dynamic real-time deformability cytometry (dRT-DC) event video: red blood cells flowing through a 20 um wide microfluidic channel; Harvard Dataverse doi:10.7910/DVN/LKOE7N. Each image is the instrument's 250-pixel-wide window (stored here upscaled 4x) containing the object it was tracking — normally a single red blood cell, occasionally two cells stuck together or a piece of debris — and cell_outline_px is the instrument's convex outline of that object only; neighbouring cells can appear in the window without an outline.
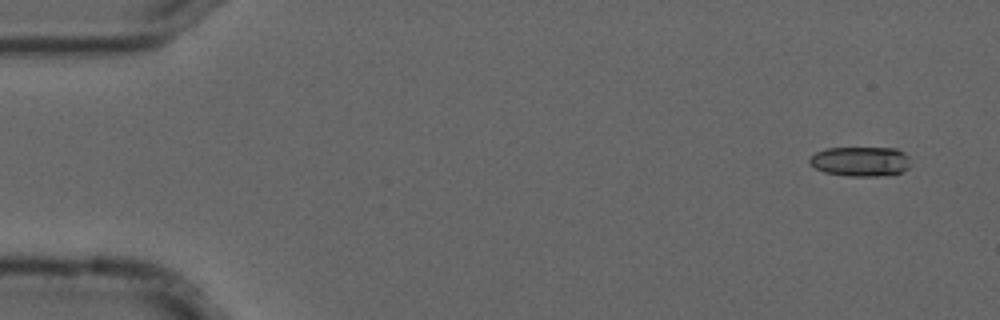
{"species": "common noctule bat (a hibernating species)", "species_latin": "Nyctalus noctula", "temperature_condition": "cold", "stored_images_in_passage": 4, "camera_frame_rate_fps": 3000, "um_per_image_px": 0.085, "animal": {"sex": "male", "forearm_length_mm": 52.5}, "frame": {"image": 1, "passage_image": 2, "time_ms": 0.333, "image_size_px": [1000, 320], "cell_outline_px": [[908, 168], [900, 172], [876, 176], [848, 176], [824, 172], [808, 164], [808, 160], [816, 152], [828, 148], [896, 148], [904, 152], [908, 156]], "centroid_in_image_um": [73.11, 13.71], "position_along_channel_um": 11.9, "area_um2": 17.34}}
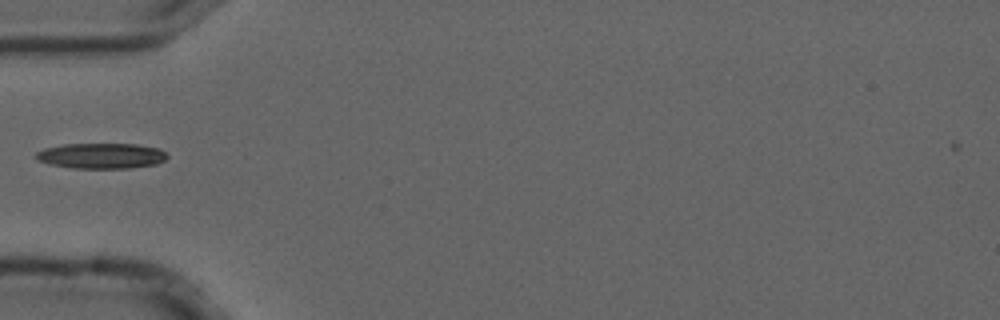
{"frame": {"image": 2, "passage_image": 4, "time_ms": 1.0, "image_size_px": [1000, 320], "cell_outline_px": [[168, 156], [164, 160], [156, 164], [128, 168], [72, 168], [48, 164], [36, 160], [36, 152], [44, 148], [64, 144], [136, 144], [160, 148]], "centroid_in_image_um": [8.59, 13.24], "position_along_channel_um": 76.4, "area_um2": 19.54}}